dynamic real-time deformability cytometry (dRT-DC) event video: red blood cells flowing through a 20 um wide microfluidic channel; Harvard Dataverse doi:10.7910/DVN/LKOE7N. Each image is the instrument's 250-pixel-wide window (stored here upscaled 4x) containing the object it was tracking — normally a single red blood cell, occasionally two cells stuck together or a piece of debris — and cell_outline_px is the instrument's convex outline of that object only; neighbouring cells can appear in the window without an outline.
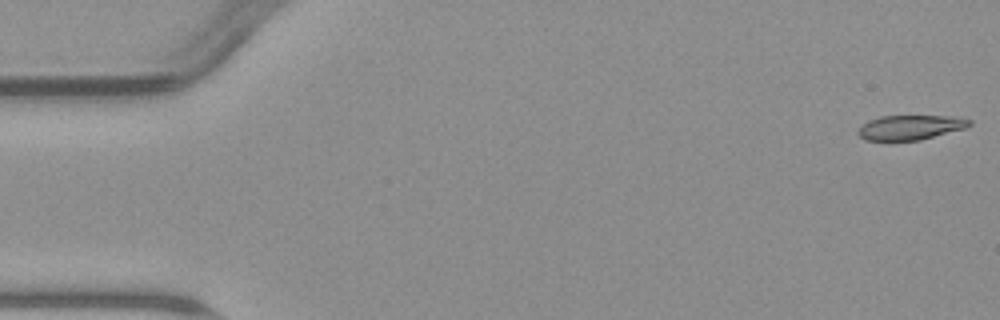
{"species": "common noctule bat (a hibernating species)", "species_latin": "Nyctalus noctula", "temperature_condition": "warm", "stored_images_in_passage": 6, "camera_frame_rate_fps": 3000, "um_per_image_px": 0.085, "animal": {"sex": "male", "body_mass_g": 23.1, "forearm_length_mm": 52.7}, "frame": {"image": 1, "passage_image": 1, "time_ms": 0.0, "image_size_px": [1000, 320], "cell_outline_px": [[972, 124], [968, 128], [920, 140], [864, 140], [856, 132], [868, 120], [880, 116], [956, 116], [972, 120]], "centroid_in_image_um": [77.44, 10.82], "position_along_channel_um": 7.6, "area_um2": 16.13}}
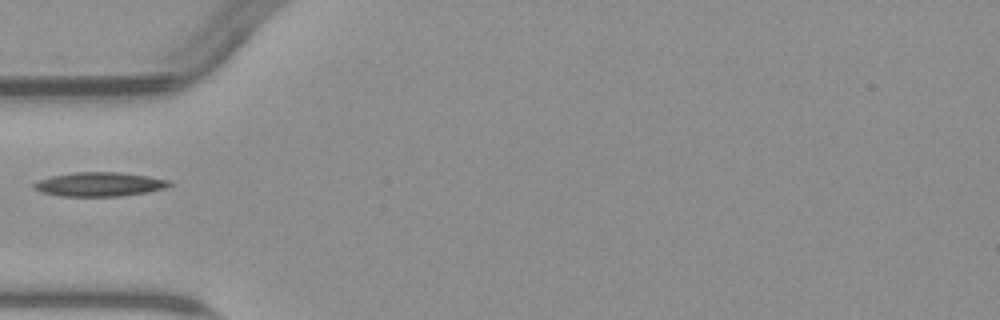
{"frame": {"image": 2, "passage_image": 5, "time_ms": 5.667, "image_size_px": [1000, 320], "cell_outline_px": [[172, 184], [164, 188], [148, 192], [120, 196], [60, 196], [40, 192], [32, 188], [32, 184], [40, 180], [52, 176], [72, 172], [120, 172], [148, 176], [168, 180]], "centroid_in_image_um": [8.42, 15.66], "position_along_channel_um": 76.6, "area_um2": 19.02}}
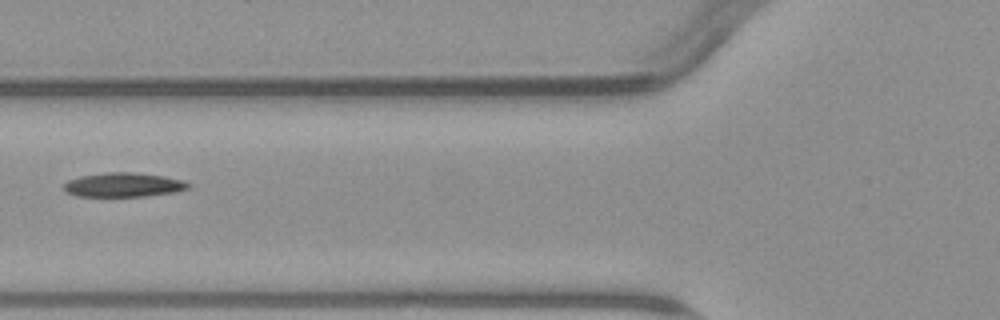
{"frame": {"image": 3, "passage_image": 6, "time_ms": 6.667, "image_size_px": [1000, 320], "cell_outline_px": [[192, 188], [176, 192], [148, 196], [76, 196], [64, 192], [64, 184], [68, 180], [80, 176], [108, 172], [132, 172], [164, 176], [184, 180], [192, 184]], "centroid_in_image_um": [10.55, 15.71], "position_along_channel_um": 115.3, "area_um2": 17.8}}